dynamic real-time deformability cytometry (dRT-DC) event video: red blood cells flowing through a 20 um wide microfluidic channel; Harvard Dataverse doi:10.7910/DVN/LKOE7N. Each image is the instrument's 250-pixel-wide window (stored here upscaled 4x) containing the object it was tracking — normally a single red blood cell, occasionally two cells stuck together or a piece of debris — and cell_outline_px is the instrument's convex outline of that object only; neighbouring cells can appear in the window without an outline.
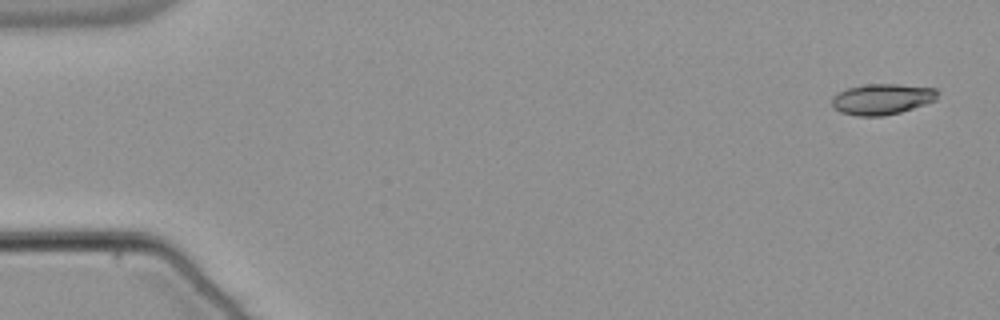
{"species": "common noctule bat (a hibernating species)", "species_latin": "Nyctalus noctula", "temperature_condition": "warm", "stored_images_in_passage": 53, "camera_frame_rate_fps": 3000, "um_per_image_px": 0.085, "animal": {"sex": "male", "body_mass_g": 21.5, "forearm_length_mm": 52.0}, "frame": {"image": 1, "passage_image": 1, "time_ms": 0.0, "image_size_px": [1000, 320], "cell_outline_px": [[940, 92], [936, 100], [900, 112], [884, 116], [856, 116], [840, 112], [832, 104], [832, 96], [836, 92], [848, 88], [868, 84], [900, 84], [936, 88]], "centroid_in_image_um": [74.98, 8.42], "position_along_channel_um": 10.0, "area_um2": 19.07}}
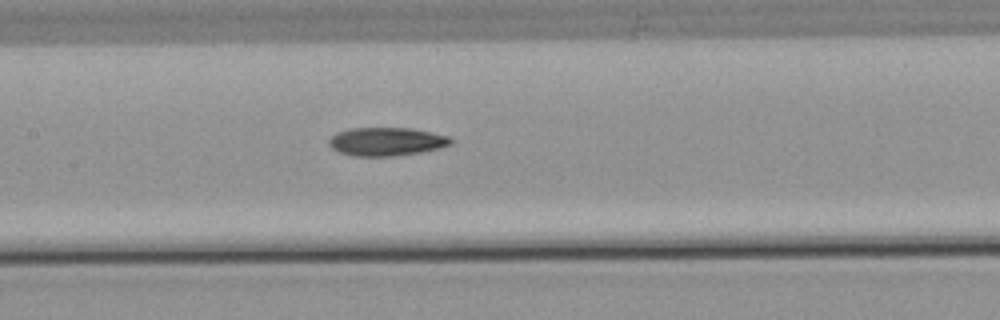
{"frame": {"image": 2, "passage_image": 25, "time_ms": 8.0, "image_size_px": [1000, 320], "cell_outline_px": [[452, 144], [440, 148], [420, 152], [392, 156], [352, 156], [336, 152], [328, 144], [328, 140], [336, 132], [348, 128], [412, 128], [432, 132], [448, 136], [452, 140]], "centroid_in_image_um": [32.81, 12.03], "position_along_channel_um": 174.6, "area_um2": 20.35}}
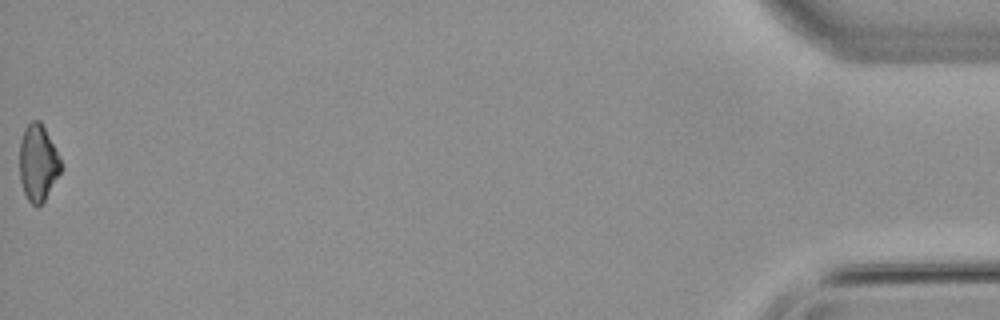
{"frame": {"image": 3, "passage_image": 53, "time_ms": 17.333, "image_size_px": [1000, 320], "cell_outline_px": [[64, 168], [44, 200], [36, 208], [28, 200], [24, 192], [20, 180], [20, 140], [24, 128], [32, 120], [40, 120], [64, 164]], "centroid_in_image_um": [3.25, 13.84], "position_along_channel_um": 431.9, "area_um2": 18.61}, "authors_computed_cell_mechanics": {"area_um2": 19.652, "velocity_mm_per_s": 3.8367, "shape_relaxation_time_tau1_ms": 8.0347, "shape_relaxation_time_tau2_ms": null, "deformation_change_tau1": 0.1956, "deformation_change_tau2": null}}